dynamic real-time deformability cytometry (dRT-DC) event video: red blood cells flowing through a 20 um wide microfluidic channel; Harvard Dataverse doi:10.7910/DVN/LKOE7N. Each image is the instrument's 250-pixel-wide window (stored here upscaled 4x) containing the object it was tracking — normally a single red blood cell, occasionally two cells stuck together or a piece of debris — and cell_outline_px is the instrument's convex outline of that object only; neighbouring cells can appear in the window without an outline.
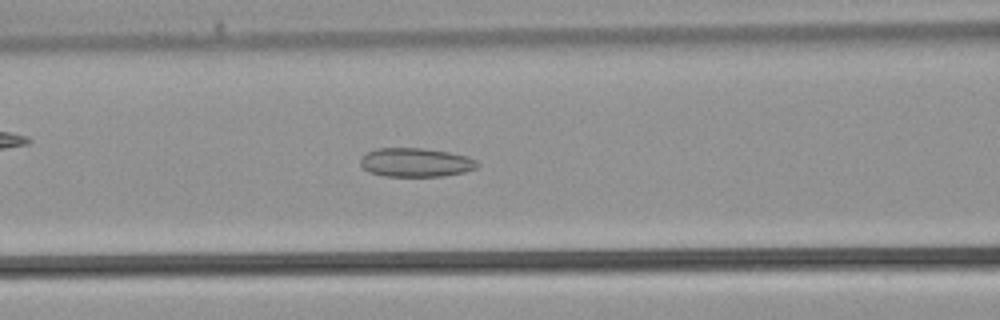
{"species": "common noctule bat (a hibernating species)", "species_latin": "Nyctalus noctula", "temperature_condition": "warm", "stored_images_in_passage": 38, "camera_frame_rate_fps": 3000, "um_per_image_px": 0.085, "animal": {"sex": "male", "body_mass_g": 21.5, "forearm_length_mm": 52.0}, "frame": {"image": 1, "passage_image": 15, "time_ms": 4.667, "image_size_px": [1000, 320], "cell_outline_px": [[480, 164], [476, 168], [464, 172], [444, 176], [384, 176], [368, 172], [360, 164], [360, 160], [368, 152], [376, 148], [424, 148], [448, 152], [464, 156], [476, 160]], "centroid_in_image_um": [35.33, 13.81], "position_along_channel_um": 131.3, "area_um2": 19.59}}
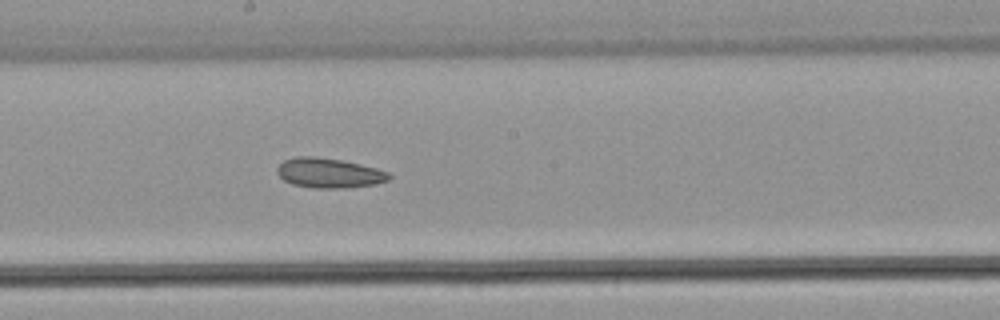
{"frame": {"image": 2, "passage_image": 20, "time_ms": 6.333, "image_size_px": [1000, 320], "cell_outline_px": [[392, 176], [388, 180], [376, 184], [348, 188], [312, 188], [292, 184], [284, 180], [276, 172], [276, 168], [284, 160], [296, 156], [316, 156], [340, 160], [360, 164], [376, 168], [388, 172]], "centroid_in_image_um": [27.96, 14.71], "position_along_channel_um": 220.2, "area_um2": 19.54}}
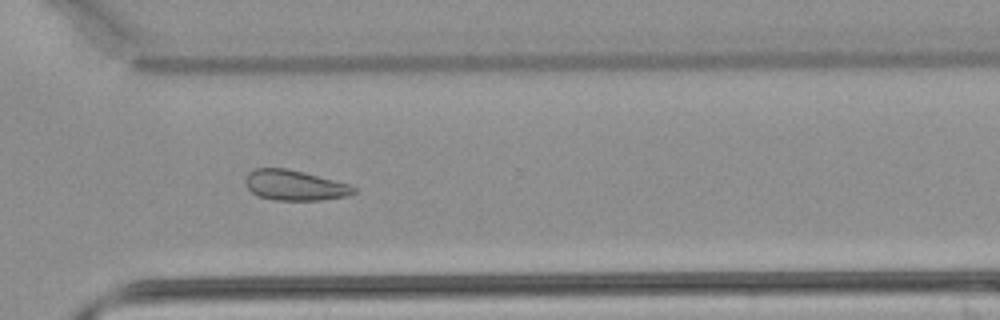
{"frame": {"image": 3, "passage_image": 27, "time_ms": 8.667, "image_size_px": [1000, 320], "cell_outline_px": [[356, 192], [348, 196], [320, 200], [272, 200], [260, 196], [252, 192], [244, 184], [244, 180], [248, 172], [256, 168], [288, 168], [304, 172], [348, 184], [356, 188]], "centroid_in_image_um": [25.02, 15.75], "position_along_channel_um": 345.6, "area_um2": 19.13}}